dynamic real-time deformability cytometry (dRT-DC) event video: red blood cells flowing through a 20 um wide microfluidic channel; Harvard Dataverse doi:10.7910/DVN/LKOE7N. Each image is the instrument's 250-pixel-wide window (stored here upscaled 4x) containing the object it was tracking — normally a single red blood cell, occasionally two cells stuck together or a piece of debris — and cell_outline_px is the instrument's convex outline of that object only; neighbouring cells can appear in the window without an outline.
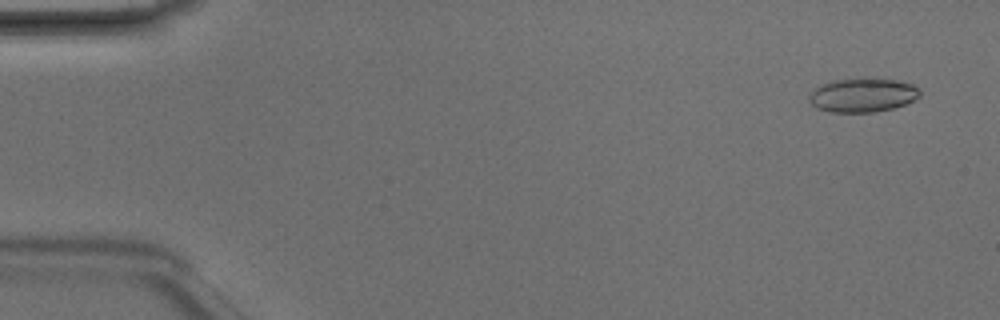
{"species": "Egyptian fruit bat (a non-hibernating species)", "species_latin": "Rousettus aegyptiacus", "temperature_condition": "room temperature", "stored_images_in_passage": 4, "camera_frame_rate_fps": 3000, "um_per_image_px": 0.085, "animal": {"sex": "male"}, "frame": {"image": 1, "passage_image": 1, "time_ms": 0.0, "image_size_px": [1000, 320], "cell_outline_px": [[920, 96], [904, 104], [892, 108], [876, 112], [828, 112], [816, 108], [808, 100], [808, 96], [820, 84], [832, 80], [876, 76], [896, 80], [912, 84], [920, 88]], "centroid_in_image_um": [73.32, 8.05], "position_along_channel_um": 11.7, "area_um2": 22.43}}